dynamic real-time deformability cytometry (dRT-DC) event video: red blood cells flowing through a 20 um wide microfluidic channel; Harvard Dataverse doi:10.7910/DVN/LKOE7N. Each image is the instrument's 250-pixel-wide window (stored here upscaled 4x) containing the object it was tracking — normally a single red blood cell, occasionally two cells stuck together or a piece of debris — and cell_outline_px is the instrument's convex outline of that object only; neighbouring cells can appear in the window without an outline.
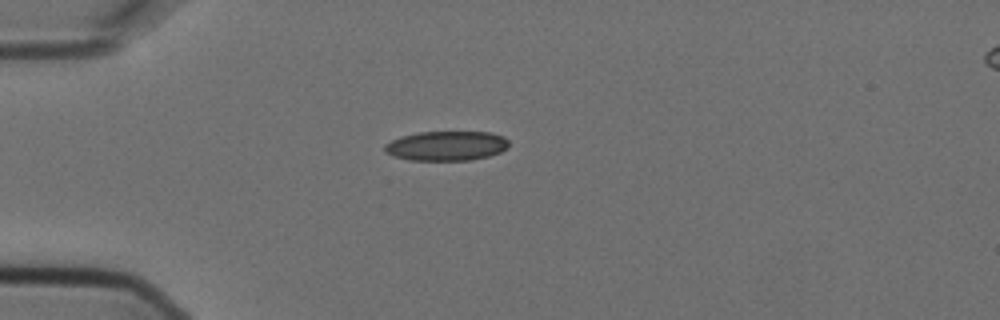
{"species": "Egyptian fruit bat (a non-hibernating species)", "species_latin": "Rousettus aegyptiacus", "temperature_condition": "cold", "stored_images_in_passage": 3, "camera_frame_rate_fps": 3000, "um_per_image_px": 0.085, "animal": {"sex": "female"}, "frame": {"image": 1, "passage_image": 1, "time_ms": 0.0, "image_size_px": [1000, 320], "cell_outline_px": [[508, 148], [500, 152], [488, 156], [468, 160], [408, 160], [392, 156], [384, 152], [384, 144], [400, 136], [420, 132], [492, 132], [504, 136], [508, 140]], "centroid_in_image_um": [37.93, 12.39], "position_along_channel_um": 47.1, "area_um2": 21.56}}
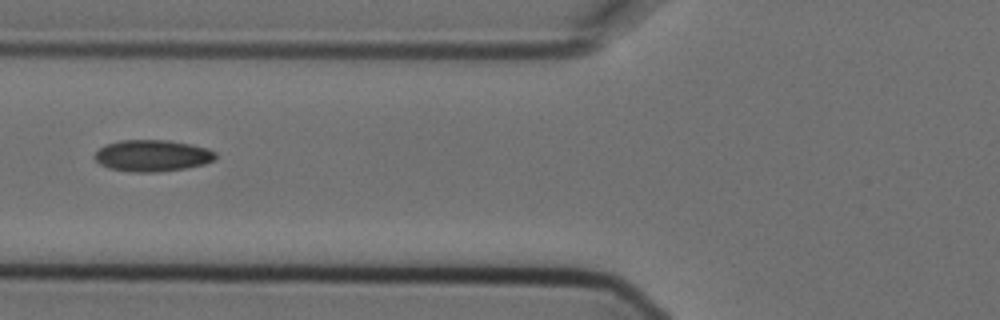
{"frame": {"image": 2, "passage_image": 3, "time_ms": 0.667, "image_size_px": [1000, 320], "cell_outline_px": [[216, 160], [204, 164], [184, 168], [156, 172], [136, 172], [108, 168], [100, 164], [92, 156], [104, 144], [120, 140], [168, 140], [208, 148], [216, 152]], "centroid_in_image_um": [12.93, 13.22], "position_along_channel_um": 112.9, "area_um2": 22.25}}